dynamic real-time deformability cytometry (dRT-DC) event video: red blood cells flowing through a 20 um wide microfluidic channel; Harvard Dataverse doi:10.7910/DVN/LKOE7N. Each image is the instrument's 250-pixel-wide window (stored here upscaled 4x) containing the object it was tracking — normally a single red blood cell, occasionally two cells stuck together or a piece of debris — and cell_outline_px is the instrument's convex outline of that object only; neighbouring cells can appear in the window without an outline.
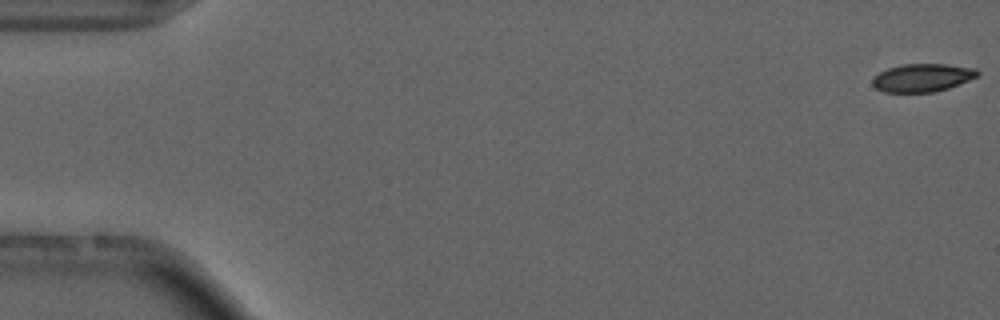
{"species": "common noctule bat (a hibernating species)", "species_latin": "Nyctalus noctula", "temperature_condition": "cold", "stored_images_in_passage": 14, "camera_frame_rate_fps": 3000, "um_per_image_px": 0.085, "animal": {"sex": "male", "forearm_length_mm": 52.5}, "frame": {"image": 1, "passage_image": 1, "time_ms": 0.0, "image_size_px": [1000, 320], "cell_outline_px": [[980, 76], [948, 88], [932, 92], [884, 92], [876, 88], [872, 84], [872, 76], [888, 68], [900, 64], [944, 64], [976, 68], [980, 72]], "centroid_in_image_um": [78.4, 6.6], "position_along_channel_um": 6.6, "area_um2": 17.28}}
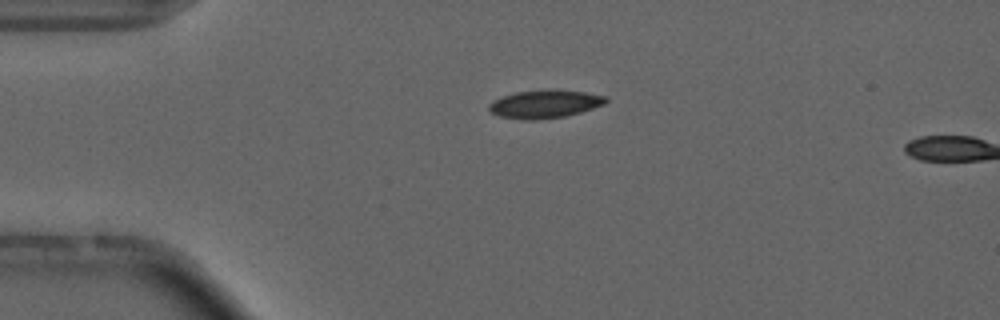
{"frame": {"image": 2, "passage_image": 13, "time_ms": 4.0, "image_size_px": [1000, 320], "cell_outline_px": [[608, 100], [604, 104], [580, 112], [564, 116], [536, 120], [524, 120], [500, 116], [492, 112], [488, 108], [488, 104], [492, 100], [500, 96], [516, 92], [556, 88], [584, 92], [608, 96]], "centroid_in_image_um": [46.3, 8.82], "position_along_channel_um": 38.7, "area_um2": 19.36}}